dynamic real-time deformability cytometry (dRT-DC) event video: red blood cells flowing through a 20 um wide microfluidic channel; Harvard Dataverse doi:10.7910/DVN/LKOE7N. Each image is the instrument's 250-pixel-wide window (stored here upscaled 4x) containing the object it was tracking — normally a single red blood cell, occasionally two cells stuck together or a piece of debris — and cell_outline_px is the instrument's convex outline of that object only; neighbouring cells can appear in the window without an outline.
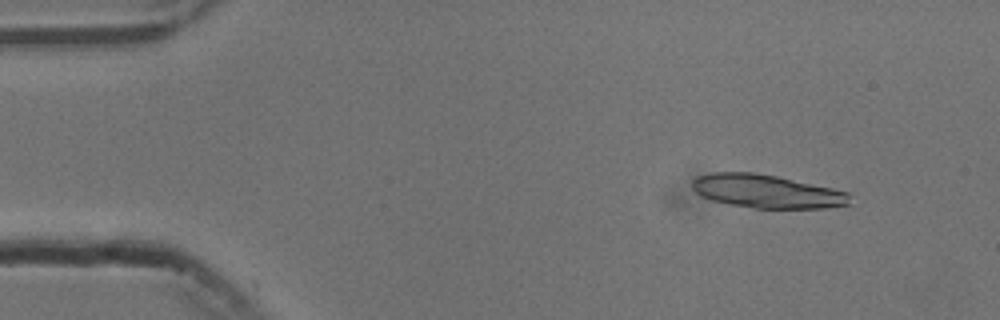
{"species": "common noctule bat (a hibernating species)", "species_latin": "Nyctalus noctula", "temperature_condition": "cold", "stored_images_in_passage": 7, "camera_frame_rate_fps": 3000, "um_per_image_px": 0.085, "animal": {"sex": "male", "body_mass_g": 13.3}, "frame": {"image": 1, "passage_image": 5, "time_ms": 1.333, "image_size_px": [1000, 320], "cell_outline_px": [[848, 204], [824, 208], [752, 208], [712, 200], [700, 196], [692, 188], [692, 180], [696, 176], [712, 172], [756, 172], [776, 176], [832, 188], [848, 192]], "centroid_in_image_um": [65.1, 16.25], "position_along_channel_um": 19.9, "area_um2": 30.46}}